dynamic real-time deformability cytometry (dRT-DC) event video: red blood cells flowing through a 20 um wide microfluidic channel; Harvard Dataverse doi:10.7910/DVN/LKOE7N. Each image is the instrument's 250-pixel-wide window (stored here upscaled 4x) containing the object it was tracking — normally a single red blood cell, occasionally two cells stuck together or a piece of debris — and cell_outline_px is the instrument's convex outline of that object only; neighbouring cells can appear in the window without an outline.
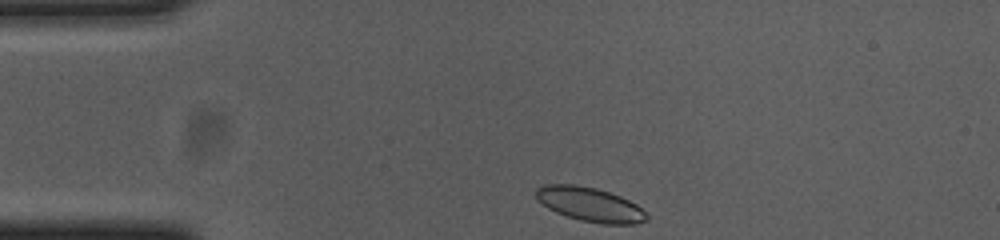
{"species": "common noctule bat (a hibernating species)", "species_latin": "Nyctalus noctula", "temperature_condition": "cold", "stored_images_in_passage": 35, "camera_frame_rate_fps": 3000, "um_per_image_px": 0.085, "animal": {"sex": "female", "body_mass_g": 23.0, "forearm_length_mm": 53.4}, "frame": {"image": 1, "passage_image": 1, "time_ms": 0.0, "image_size_px": [1000, 240], "cell_outline_px": [[648, 220], [636, 224], [600, 224], [580, 220], [556, 212], [548, 208], [536, 200], [536, 188], [544, 184], [572, 184], [596, 188], [620, 196], [636, 204], [648, 216]], "centroid_in_image_um": [50.13, 17.38], "position_along_channel_um": 34.9, "area_um2": 22.02}}
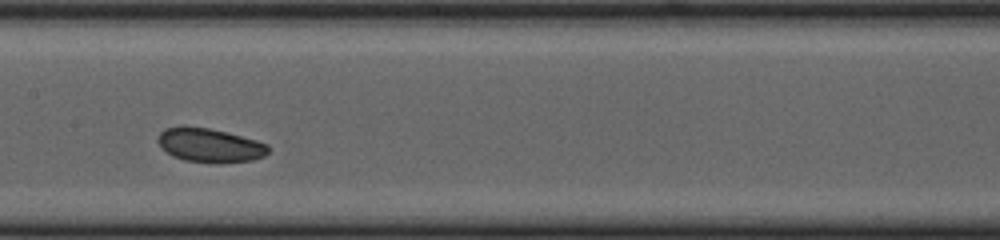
{"frame": {"image": 2, "passage_image": 17, "time_ms": 5.333, "image_size_px": [1000, 240], "cell_outline_px": [[268, 152], [264, 156], [252, 160], [220, 164], [184, 160], [172, 156], [156, 140], [160, 132], [164, 128], [208, 128], [256, 140], [268, 144]], "centroid_in_image_um": [17.86, 12.38], "position_along_channel_um": 189.5, "area_um2": 21.39}}
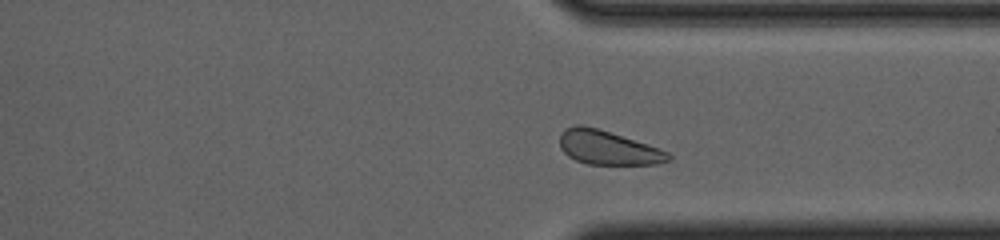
{"frame": {"image": 3, "passage_image": 31, "time_ms": 10.0, "image_size_px": [1000, 240], "cell_outline_px": [[672, 160], [656, 164], [588, 164], [576, 160], [568, 156], [560, 148], [560, 132], [564, 128], [576, 124], [584, 124], [660, 148], [668, 152], [672, 156]], "centroid_in_image_um": [51.66, 12.54], "position_along_channel_um": 359.7, "area_um2": 21.62}}